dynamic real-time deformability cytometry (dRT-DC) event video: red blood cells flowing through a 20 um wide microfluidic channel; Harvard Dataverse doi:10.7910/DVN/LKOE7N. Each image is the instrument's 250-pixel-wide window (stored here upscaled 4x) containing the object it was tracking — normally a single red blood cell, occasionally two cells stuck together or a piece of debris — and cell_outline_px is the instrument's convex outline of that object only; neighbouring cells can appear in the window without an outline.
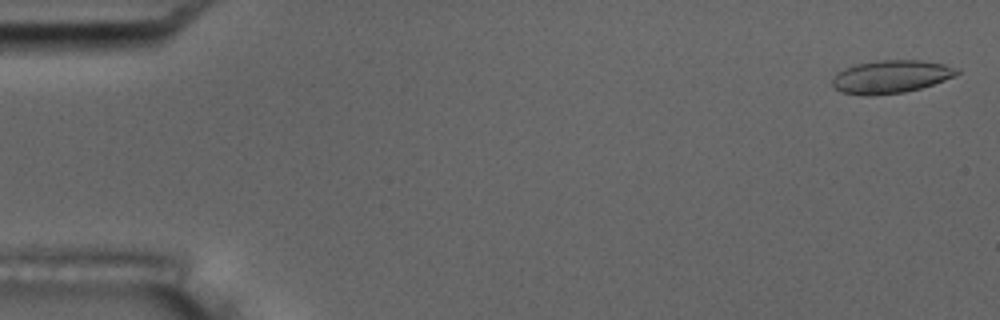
{"species": "common noctule bat (a hibernating species)", "species_latin": "Nyctalus noctula", "temperature_condition": "room temperature", "stored_images_in_passage": 7, "camera_frame_rate_fps": 3000, "um_per_image_px": 0.085, "animal": {"sex": "male", "body_mass_g": 17.5, "forearm_length_mm": 52.3}, "frame": {"image": 1, "passage_image": 1, "time_ms": 0.0, "image_size_px": [1000, 320], "cell_outline_px": [[960, 72], [944, 80], [920, 88], [904, 92], [872, 96], [868, 96], [840, 92], [832, 84], [832, 80], [836, 72], [844, 68], [856, 64], [880, 60], [920, 60], [944, 64], [960, 68]], "centroid_in_image_um": [75.7, 6.52], "position_along_channel_um": 9.3, "area_um2": 23.93}}